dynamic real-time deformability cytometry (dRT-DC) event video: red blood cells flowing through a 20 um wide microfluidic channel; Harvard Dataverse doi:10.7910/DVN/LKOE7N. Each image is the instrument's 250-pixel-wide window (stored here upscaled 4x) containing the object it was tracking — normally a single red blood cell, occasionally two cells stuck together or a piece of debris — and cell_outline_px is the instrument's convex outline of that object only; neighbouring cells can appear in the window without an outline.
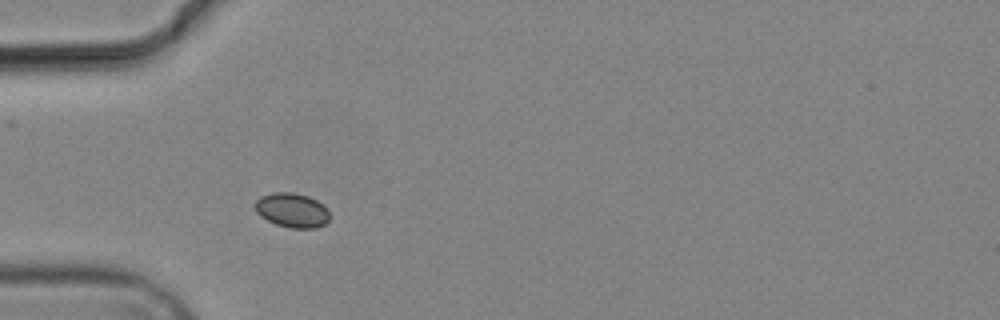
{"species": "common noctule bat (a hibernating species)", "species_latin": "Nyctalus noctula", "temperature_condition": "cold", "stored_images_in_passage": 1, "camera_frame_rate_fps": 3000, "um_per_image_px": 0.085, "animal": {"sex": "male", "body_mass_g": 19.2, "forearm_length_mm": 51.8}, "frame": {"image": 1, "passage_image": 1, "time_ms": 0.0, "image_size_px": [1000, 320], "cell_outline_px": [[328, 220], [324, 224], [316, 228], [292, 228], [276, 224], [260, 216], [256, 212], [256, 200], [260, 196], [272, 192], [292, 192], [308, 196], [324, 204], [328, 208]], "centroid_in_image_um": [24.83, 17.86], "position_along_channel_um": 60.2, "area_um2": 14.97}}